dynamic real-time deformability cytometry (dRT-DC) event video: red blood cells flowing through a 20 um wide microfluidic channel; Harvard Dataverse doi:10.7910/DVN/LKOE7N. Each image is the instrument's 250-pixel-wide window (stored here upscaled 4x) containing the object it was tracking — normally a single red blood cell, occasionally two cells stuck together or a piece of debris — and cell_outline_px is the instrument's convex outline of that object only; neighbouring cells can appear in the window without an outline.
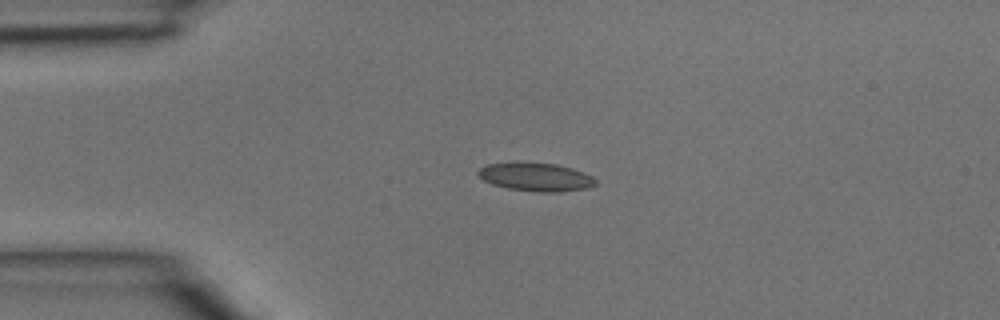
{"species": "common noctule bat (a hibernating species)", "species_latin": "Nyctalus noctula", "temperature_condition": "room temperature", "stored_images_in_passage": 3, "camera_frame_rate_fps": 3000, "um_per_image_px": 0.085, "animal": {"sex": "male", "body_mass_g": 15.6}, "frame": {"image": 1, "passage_image": 2, "time_ms": 0.333, "image_size_px": [1000, 320], "cell_outline_px": [[596, 184], [588, 188], [560, 192], [540, 192], [508, 188], [492, 184], [484, 180], [476, 172], [480, 168], [488, 164], [516, 160], [556, 164], [572, 168], [592, 176], [596, 180]], "centroid_in_image_um": [45.52, 15.01], "position_along_channel_um": 39.5, "area_um2": 19.77}}
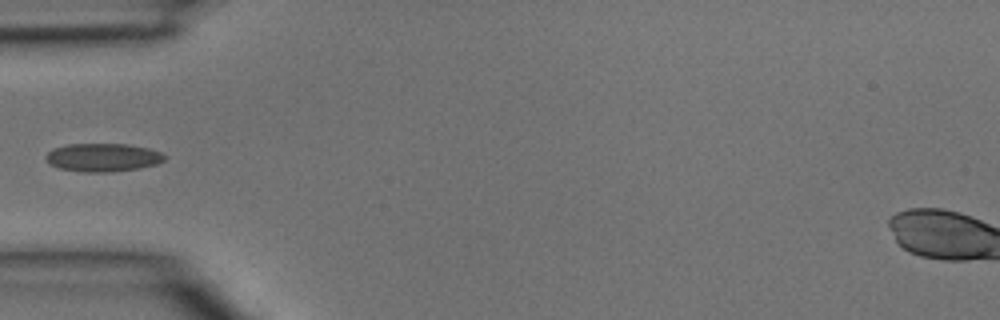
{"frame": {"image": 2, "passage_image": 3, "time_ms": 0.667, "image_size_px": [1000, 320], "cell_outline_px": [[168, 156], [164, 160], [156, 164], [140, 168], [112, 172], [80, 172], [60, 168], [52, 164], [44, 156], [52, 148], [68, 144], [128, 144], [148, 148], [160, 152]], "centroid_in_image_um": [8.76, 13.38], "position_along_channel_um": 76.2, "area_um2": 19.59}}